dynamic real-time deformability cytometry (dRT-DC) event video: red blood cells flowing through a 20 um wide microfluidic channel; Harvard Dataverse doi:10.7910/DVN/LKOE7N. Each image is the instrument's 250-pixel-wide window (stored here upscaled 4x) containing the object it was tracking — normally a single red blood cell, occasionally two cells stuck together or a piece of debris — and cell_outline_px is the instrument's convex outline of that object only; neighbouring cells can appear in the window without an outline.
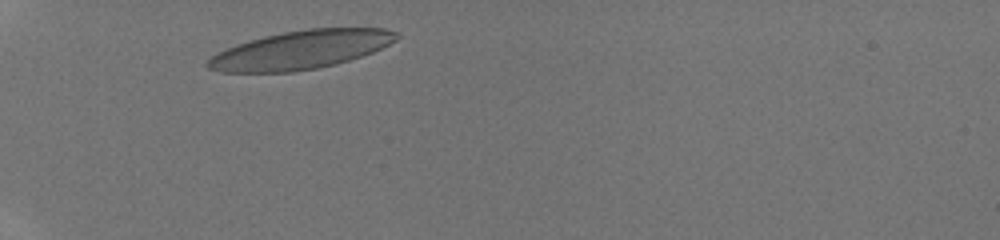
{"species": "human", "species_latin": "Homo sapiens", "temperature_condition": "room temperature", "stored_images_in_passage": 27, "camera_frame_rate_fps": 3000, "um_per_image_px": 0.085, "donor": {"sex": "male"}, "frame": {"image": 1, "passage_image": 2, "time_ms": 0.333, "image_size_px": [1000, 240], "cell_outline_px": [[400, 36], [396, 40], [372, 52], [336, 64], [316, 68], [292, 72], [220, 72], [208, 68], [204, 64], [216, 52], [236, 44], [264, 36], [284, 32], [308, 28], [384, 28], [396, 32]], "centroid_in_image_um": [25.53, 4.24], "position_along_channel_um": 59.5, "area_um2": 42.14}}
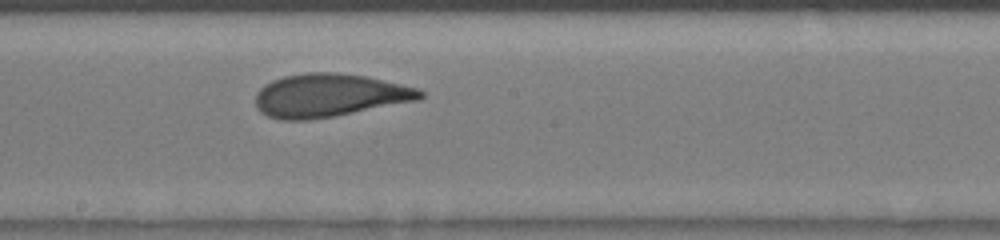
{"frame": {"image": 2, "passage_image": 14, "time_ms": 4.333, "image_size_px": [1000, 240], "cell_outline_px": [[424, 96], [420, 100], [332, 116], [308, 120], [280, 120], [268, 116], [260, 112], [256, 108], [256, 92], [264, 84], [272, 80], [284, 76], [308, 72], [336, 72], [364, 76], [400, 84], [416, 88], [424, 92]], "centroid_in_image_um": [27.95, 8.11], "position_along_channel_um": 220.3, "area_um2": 41.33}}
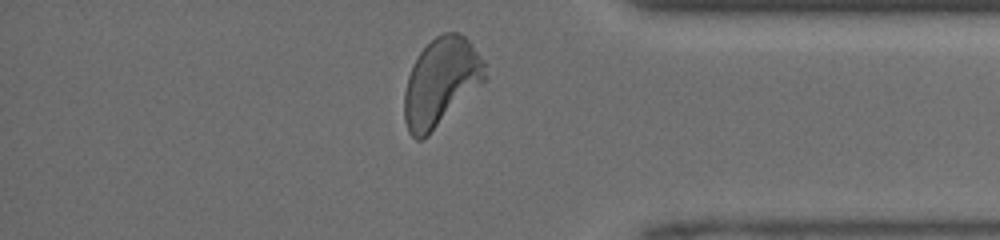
{"frame": {"image": 3, "passage_image": 26, "time_ms": 8.333, "image_size_px": [1000, 240], "cell_outline_px": [[484, 80], [428, 136], [420, 140], [416, 140], [408, 132], [404, 120], [404, 92], [408, 76], [412, 64], [420, 52], [436, 36], [444, 32], [456, 32], [464, 36], [472, 44], [484, 60]], "centroid_in_image_um": [37.43, 6.98], "position_along_channel_um": 397.8, "area_um2": 40.81}}